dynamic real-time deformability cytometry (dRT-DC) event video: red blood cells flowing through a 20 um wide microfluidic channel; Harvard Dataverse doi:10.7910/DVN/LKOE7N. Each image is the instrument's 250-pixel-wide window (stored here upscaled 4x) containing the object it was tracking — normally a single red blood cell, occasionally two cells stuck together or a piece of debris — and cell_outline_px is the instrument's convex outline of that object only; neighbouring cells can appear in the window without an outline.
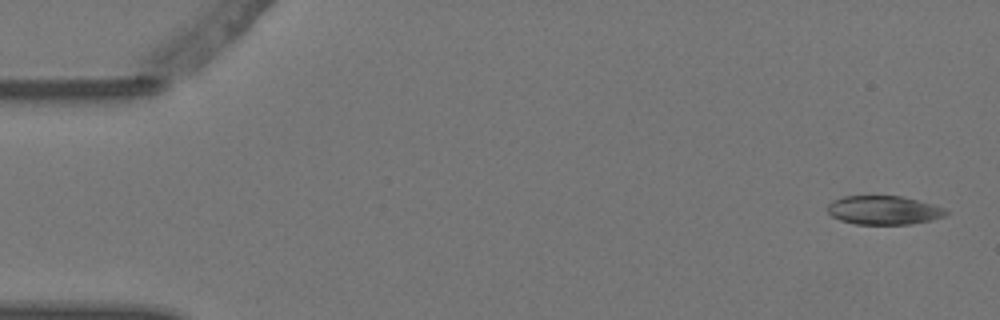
{"species": "Egyptian fruit bat (a non-hibernating species)", "species_latin": "Rousettus aegyptiacus", "temperature_condition": "warm", "stored_images_in_passage": 5, "camera_frame_rate_fps": 3000, "um_per_image_px": 0.085, "animal": {"sex": "female"}, "frame": {"image": 1, "passage_image": 1, "time_ms": 0.0, "image_size_px": [1000, 320], "cell_outline_px": [[948, 212], [944, 216], [932, 220], [912, 224], [856, 224], [840, 220], [832, 216], [828, 212], [828, 204], [832, 200], [844, 196], [900, 196], [932, 204], [944, 208]], "centroid_in_image_um": [75.1, 17.87], "position_along_channel_um": 9.9, "area_um2": 19.77}}
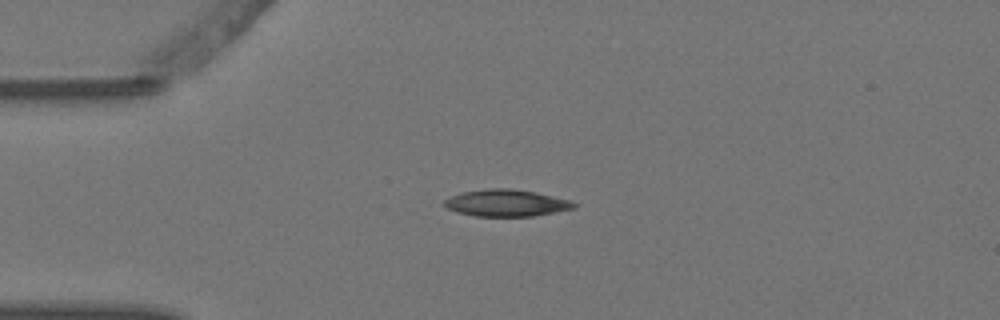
{"frame": {"image": 2, "passage_image": 4, "time_ms": 1.0, "image_size_px": [1000, 320], "cell_outline_px": [[576, 208], [556, 212], [532, 216], [476, 216], [456, 212], [448, 208], [444, 204], [444, 200], [448, 196], [460, 192], [488, 188], [508, 188], [536, 192], [568, 200], [576, 204]], "centroid_in_image_um": [42.99, 17.25], "position_along_channel_um": 42.0, "area_um2": 20.29}}